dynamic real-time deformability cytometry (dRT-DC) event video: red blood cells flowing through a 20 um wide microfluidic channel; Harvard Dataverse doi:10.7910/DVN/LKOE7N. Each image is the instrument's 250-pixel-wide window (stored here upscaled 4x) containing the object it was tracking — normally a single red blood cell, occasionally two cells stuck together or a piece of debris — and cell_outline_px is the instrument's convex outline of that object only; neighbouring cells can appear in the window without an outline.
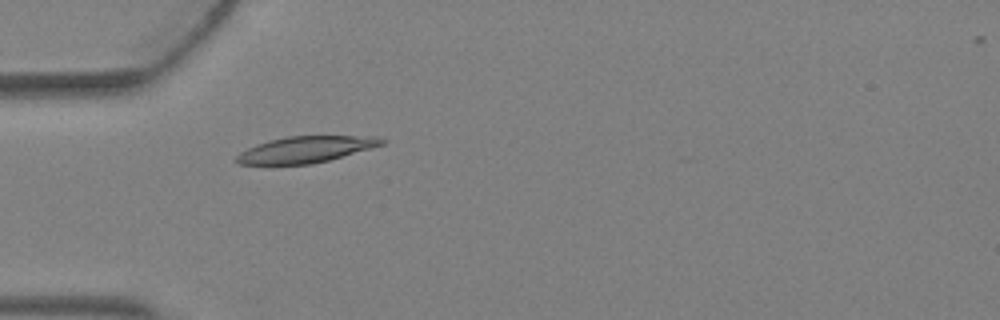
{"species": "Egyptian fruit bat (a non-hibernating species)", "species_latin": "Rousettus aegyptiacus", "temperature_condition": "warm", "stored_images_in_passage": 4, "camera_frame_rate_fps": 3000, "um_per_image_px": 0.085, "animal": {"sex": "female"}, "frame": {"image": 1, "passage_image": 4, "time_ms": 1.0, "image_size_px": [1000, 320], "cell_outline_px": [[388, 140], [384, 144], [372, 148], [328, 160], [308, 164], [240, 164], [236, 160], [236, 156], [240, 152], [256, 144], [288, 136], [376, 136]], "centroid_in_image_um": [26.04, 12.69], "position_along_channel_um": 59.0, "area_um2": 22.02}}